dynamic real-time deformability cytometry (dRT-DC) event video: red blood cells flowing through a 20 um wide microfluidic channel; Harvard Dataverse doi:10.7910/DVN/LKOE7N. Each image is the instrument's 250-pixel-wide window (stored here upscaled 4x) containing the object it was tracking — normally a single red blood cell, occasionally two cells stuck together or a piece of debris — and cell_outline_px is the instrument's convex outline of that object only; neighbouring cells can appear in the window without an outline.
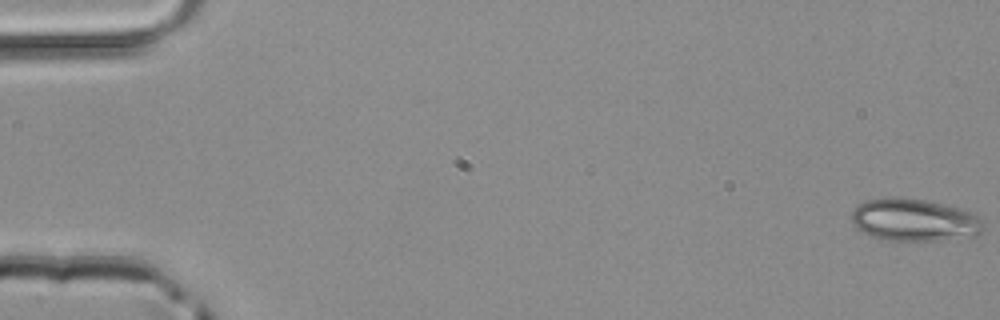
{"species": "common noctule bat (a hibernating species)", "species_latin": "Nyctalus noctula", "temperature_condition": "room temperature", "stored_images_in_passage": 49, "camera_frame_rate_fps": 3000, "um_per_image_px": 0.085, "animal": {"sex": "male", "body_mass_g": 20.4}, "frame": {"image": 1, "passage_image": 1, "time_ms": 0.0, "image_size_px": [1000, 320], "cell_outline_px": [[984, 228], [976, 236], [936, 240], [880, 240], [868, 236], [856, 228], [852, 224], [852, 212], [856, 204], [864, 200], [884, 196], [904, 196], [948, 204], [972, 212], [984, 224]], "centroid_in_image_um": [77.65, 18.67], "position_along_channel_um": 7.4, "area_um2": 33.41}}
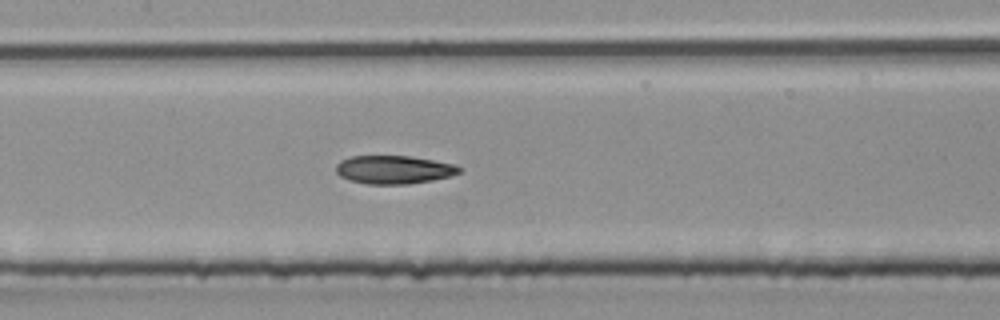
{"frame": {"image": 2, "passage_image": 24, "time_ms": 7.667, "image_size_px": [1000, 320], "cell_outline_px": [[460, 172], [448, 176], [432, 180], [408, 184], [368, 184], [348, 180], [340, 176], [336, 172], [336, 164], [340, 160], [348, 156], [408, 156], [456, 164], [460, 168]], "centroid_in_image_um": [33.42, 14.42], "position_along_channel_um": 174.0, "area_um2": 20.29}}
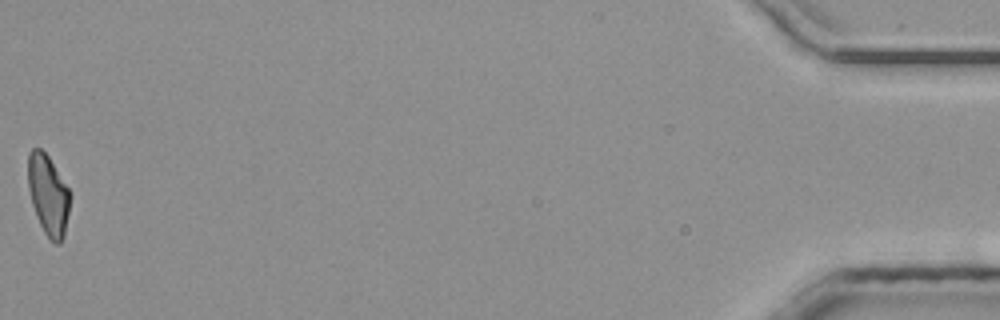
{"frame": {"image": 3, "passage_image": 49, "time_ms": 16.0, "image_size_px": [1000, 320], "cell_outline_px": [[68, 212], [64, 236], [60, 244], [56, 244], [44, 232], [36, 216], [32, 204], [28, 188], [28, 152], [32, 148], [40, 148], [48, 156], [68, 188]], "centroid_in_image_um": [4.06, 16.55], "position_along_channel_um": 431.1, "area_um2": 19.25}}